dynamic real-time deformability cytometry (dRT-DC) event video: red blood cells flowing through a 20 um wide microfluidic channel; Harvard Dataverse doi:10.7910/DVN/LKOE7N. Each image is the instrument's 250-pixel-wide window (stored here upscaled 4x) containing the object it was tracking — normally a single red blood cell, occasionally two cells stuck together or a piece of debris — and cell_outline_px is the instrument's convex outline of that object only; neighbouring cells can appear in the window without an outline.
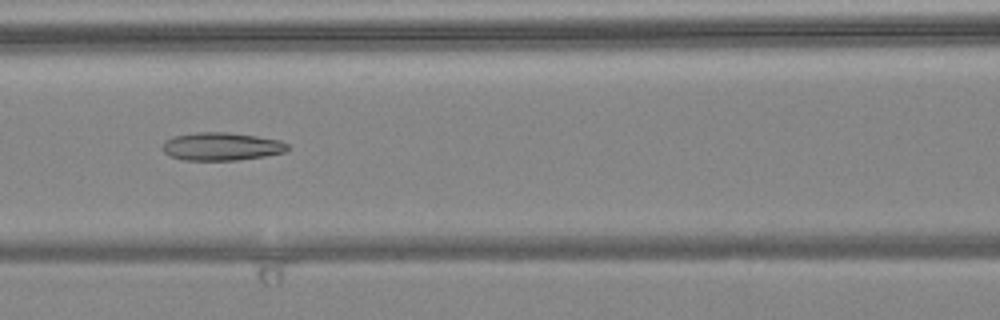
{"species": "common noctule bat (a hibernating species)", "species_latin": "Nyctalus noctula", "temperature_condition": "warm", "stored_images_in_passage": 8, "camera_frame_rate_fps": 3000, "um_per_image_px": 0.085, "animal": {"sex": "female", "body_mass_g": 24.6, "forearm_length_mm": 56.2}, "frame": {"image": 1, "passage_image": 6, "time_ms": 1.667, "image_size_px": [1000, 320], "cell_outline_px": [[288, 148], [284, 152], [264, 156], [236, 160], [184, 160], [168, 156], [160, 148], [164, 140], [172, 136], [196, 132], [224, 132], [256, 136], [280, 140], [288, 144]], "centroid_in_image_um": [18.75, 12.45], "position_along_channel_um": 147.9, "area_um2": 20.52}}
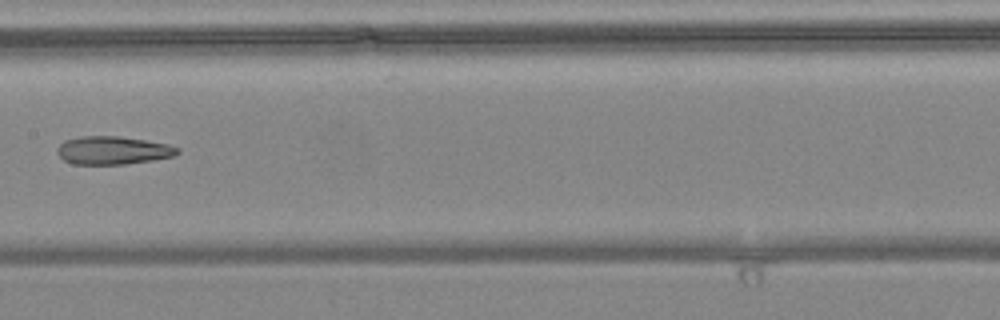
{"frame": {"image": 2, "passage_image": 7, "time_ms": 2.0, "image_size_px": [1000, 320], "cell_outline_px": [[180, 152], [176, 156], [152, 160], [124, 164], [72, 164], [64, 160], [56, 152], [56, 148], [64, 140], [80, 136], [116, 136], [144, 140], [168, 144], [180, 148]], "centroid_in_image_um": [9.59, 12.78], "position_along_channel_um": 197.8, "area_um2": 19.77}}
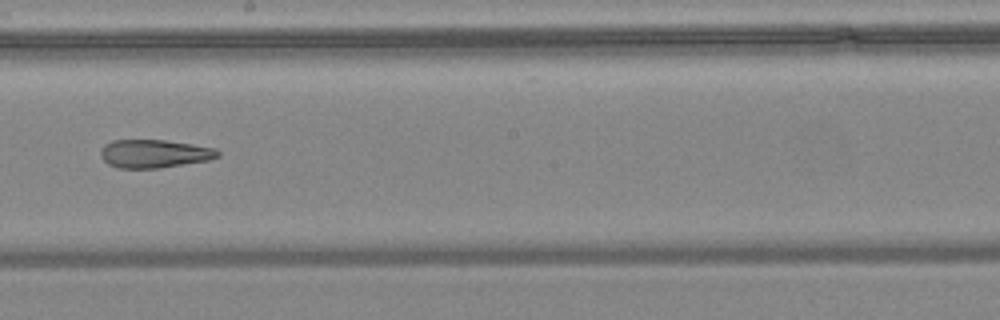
{"frame": {"image": 3, "passage_image": 8, "time_ms": 2.333, "image_size_px": [1000, 320], "cell_outline_px": [[220, 156], [208, 160], [160, 168], [120, 168], [108, 164], [100, 156], [100, 148], [104, 144], [112, 140], [164, 140], [192, 144], [216, 148], [220, 152]], "centroid_in_image_um": [13.1, 13.06], "position_along_channel_um": 235.1, "area_um2": 19.36}}